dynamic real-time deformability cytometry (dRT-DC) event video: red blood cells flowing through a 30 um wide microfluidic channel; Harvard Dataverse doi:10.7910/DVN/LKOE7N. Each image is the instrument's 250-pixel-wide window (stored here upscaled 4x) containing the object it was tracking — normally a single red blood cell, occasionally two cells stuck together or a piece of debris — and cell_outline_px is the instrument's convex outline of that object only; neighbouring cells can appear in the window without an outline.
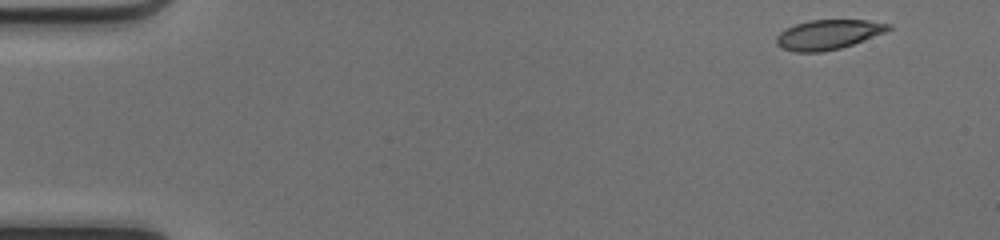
{"species": "common noctule bat (a hibernating species)", "species_latin": "Nyctalus noctula", "temperature_condition": "cold", "stored_images_in_passage": 47, "camera_frame_rate_fps": 3000, "um_per_image_px": 0.085, "animal": {"sex": "female", "body_mass_g": 17.0, "forearm_length_mm": 48.0}, "frame": {"image": 1, "passage_image": 1, "time_ms": 0.0, "image_size_px": [1000, 240], "cell_outline_px": [[892, 28], [884, 32], [852, 44], [840, 48], [820, 52], [796, 52], [784, 48], [776, 44], [776, 36], [784, 28], [808, 20], [868, 20], [892, 24]], "centroid_in_image_um": [70.38, 2.92], "position_along_channel_um": 14.6, "area_um2": 19.25}}
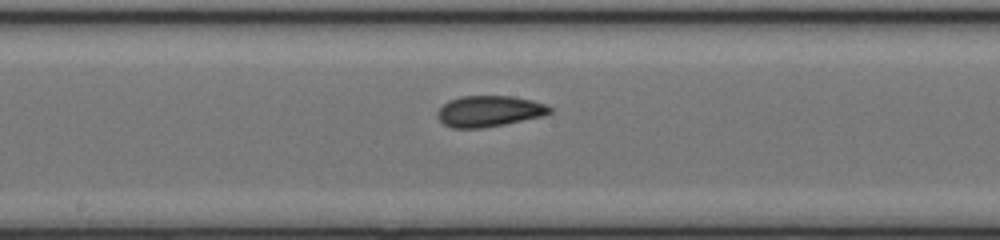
{"frame": {"image": 2, "passage_image": 24, "time_ms": 7.667, "image_size_px": [1000, 240], "cell_outline_px": [[552, 112], [544, 116], [504, 124], [480, 128], [452, 128], [444, 124], [436, 116], [436, 112], [448, 100], [460, 96], [512, 96], [532, 100], [544, 104], [552, 108]], "centroid_in_image_um": [41.57, 9.45], "position_along_channel_um": 206.6, "area_um2": 20.35}}
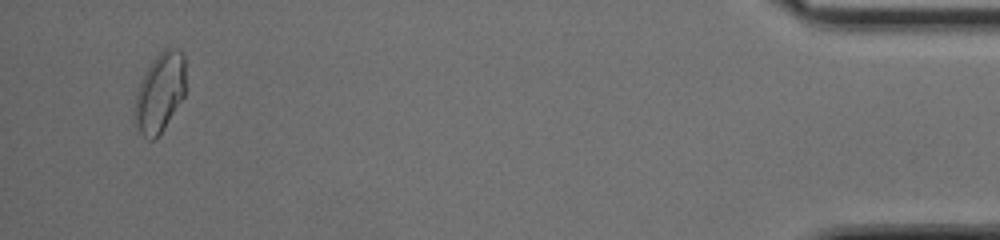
{"frame": {"image": 3, "passage_image": 45, "time_ms": 14.667, "image_size_px": [1000, 240], "cell_outline_px": [[184, 96], [164, 128], [152, 140], [148, 140], [140, 132], [136, 124], [136, 92], [140, 80], [144, 72], [152, 60], [164, 48], [176, 48], [184, 56]], "centroid_in_image_um": [13.59, 7.83], "position_along_channel_um": 421.6, "area_um2": 23.06}, "authors_computed_cell_mechanics": {"area_um2": 20.1144, "velocity_mm_per_s": 4.1912, "shape_relaxation_time_tau1_ms": 7.8563, "shape_relaxation_time_tau2_ms": 2.104, "deformation_change_tau1": 0.1712, "deformation_change_tau2": 0.0584}}